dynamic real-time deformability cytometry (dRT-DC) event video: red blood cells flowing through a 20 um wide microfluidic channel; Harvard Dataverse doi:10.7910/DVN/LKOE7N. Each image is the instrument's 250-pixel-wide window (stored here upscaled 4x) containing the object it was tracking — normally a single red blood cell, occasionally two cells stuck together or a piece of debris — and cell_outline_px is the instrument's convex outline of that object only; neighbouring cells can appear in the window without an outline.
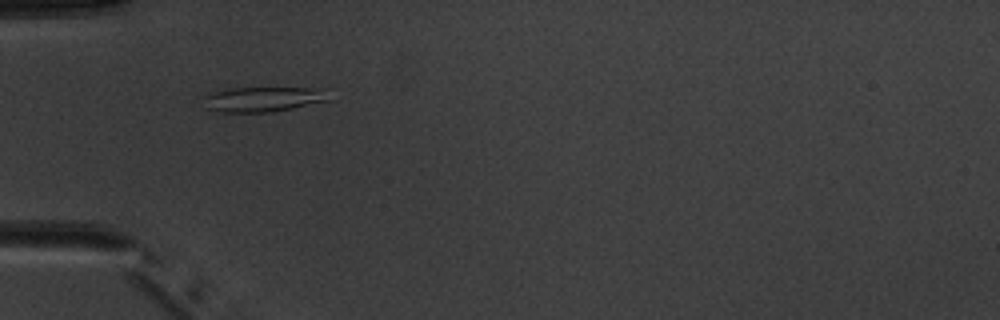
{"species": "common noctule bat (a hibernating species)", "species_latin": "Nyctalus noctula", "temperature_condition": "warm", "stored_images_in_passage": 6, "camera_frame_rate_fps": 3000, "um_per_image_px": 0.085, "animal": {"sex": "male", "body_mass_g": 20.1, "forearm_length_mm": 53.5}, "frame": {"image": 1, "passage_image": 4, "time_ms": 4.333, "image_size_px": [1000, 320], "cell_outline_px": [[332, 100], [272, 112], [220, 112], [204, 108], [204, 96], [208, 92], [224, 88], [332, 88]], "centroid_in_image_um": [22.43, 8.41], "position_along_channel_um": 62.6, "area_um2": 18.96}}